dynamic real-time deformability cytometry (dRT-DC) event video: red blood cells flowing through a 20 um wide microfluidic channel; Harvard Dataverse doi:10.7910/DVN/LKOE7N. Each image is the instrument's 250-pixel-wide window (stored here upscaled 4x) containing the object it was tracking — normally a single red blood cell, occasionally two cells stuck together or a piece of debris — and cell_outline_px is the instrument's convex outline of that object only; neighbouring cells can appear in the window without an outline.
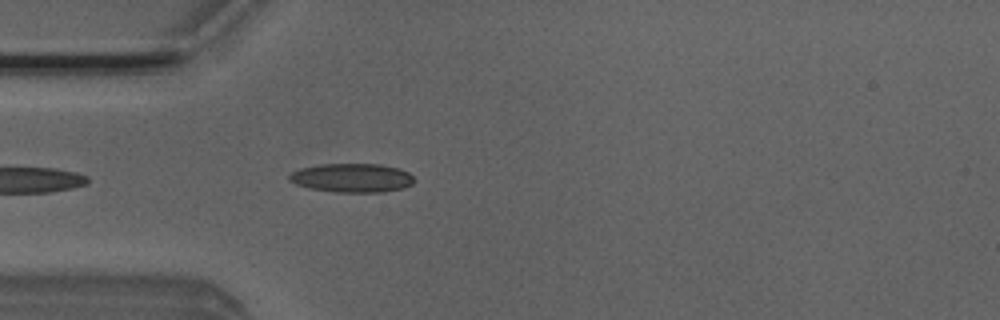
{"species": "Egyptian fruit bat (a non-hibernating species)", "species_latin": "Rousettus aegyptiacus", "temperature_condition": "room temperature", "stored_images_in_passage": 39, "camera_frame_rate_fps": 3000, "um_per_image_px": 0.085, "animal": {"sex": "male"}, "frame": {"image": 1, "passage_image": 3, "time_ms": 0.667, "image_size_px": [1000, 320], "cell_outline_px": [[416, 180], [412, 184], [404, 188], [384, 192], [336, 192], [308, 188], [296, 184], [288, 180], [288, 176], [292, 172], [300, 168], [320, 164], [380, 164], [400, 168], [408, 172]], "centroid_in_image_um": [29.93, 15.12], "position_along_channel_um": 55.1, "area_um2": 21.21}}
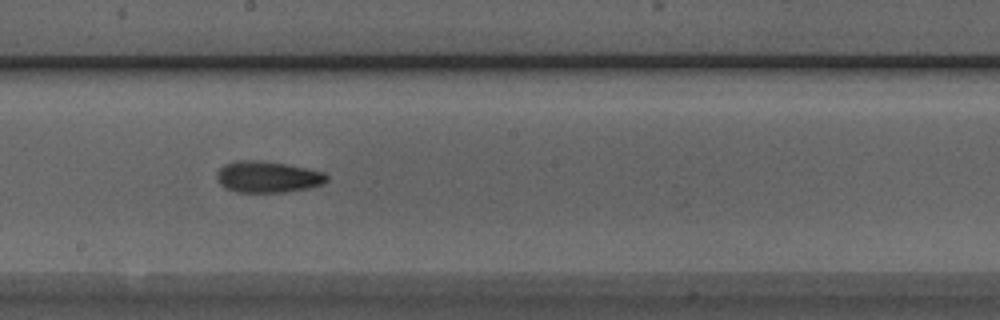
{"frame": {"image": 2, "passage_image": 16, "time_ms": 5.0, "image_size_px": [1000, 320], "cell_outline_px": [[328, 180], [324, 184], [312, 188], [284, 192], [236, 192], [224, 188], [216, 180], [216, 172], [224, 164], [236, 160], [256, 160], [284, 164], [308, 168], [324, 172], [328, 176]], "centroid_in_image_um": [22.75, 15.04], "position_along_channel_um": 225.5, "area_um2": 20.4}}
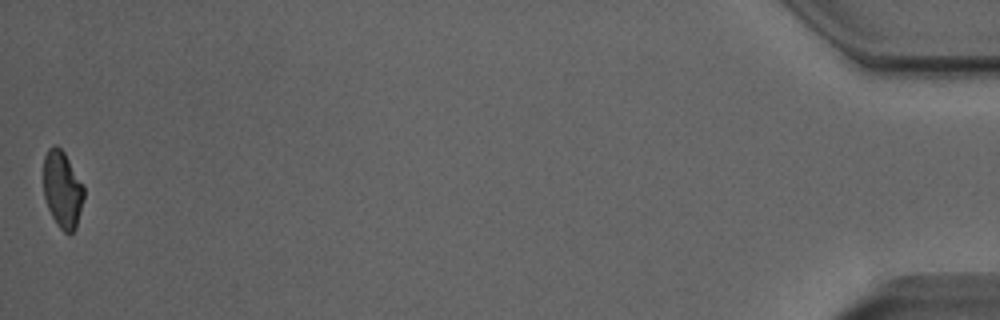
{"frame": {"image": 3, "passage_image": 39, "time_ms": 12.667, "image_size_px": [1000, 320], "cell_outline_px": [[84, 196], [76, 228], [72, 232], [64, 232], [56, 224], [48, 208], [44, 196], [44, 156], [48, 148], [52, 144], [56, 144], [64, 152], [84, 184]], "centroid_in_image_um": [5.31, 16.07], "position_along_channel_um": 429.9, "area_um2": 18.21}, "authors_computed_cell_mechanics": {"area_um2": 19.4786, "velocity_mm_per_s": 4.0306, "shape_relaxation_time_tau1_ms": 7.2537, "shape_relaxation_time_tau2_ms": 3.2676, "deformation_change_tau1": 0.2072, "deformation_change_tau2": 0.1114}}